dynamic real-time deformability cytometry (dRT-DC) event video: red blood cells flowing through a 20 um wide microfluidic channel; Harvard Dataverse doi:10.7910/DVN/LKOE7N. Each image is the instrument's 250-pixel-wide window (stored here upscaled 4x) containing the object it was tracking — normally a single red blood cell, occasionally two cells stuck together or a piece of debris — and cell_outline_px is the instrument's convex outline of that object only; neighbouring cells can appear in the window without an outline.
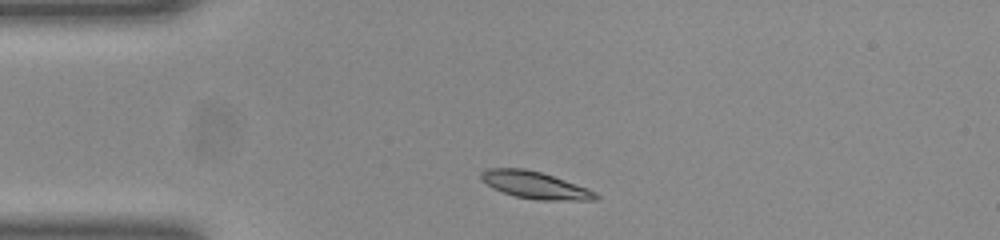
{"species": "common noctule bat (a hibernating species)", "species_latin": "Nyctalus noctula", "temperature_condition": "room temperature", "stored_images_in_passage": 35, "camera_frame_rate_fps": 3000, "um_per_image_px": 0.085, "animal": {"sex": "female", "body_mass_g": 23.0, "forearm_length_mm": 53.4}, "frame": {"image": 1, "passage_image": 1, "time_ms": 0.0, "image_size_px": [1000, 240], "cell_outline_px": [[600, 196], [596, 200], [536, 200], [516, 196], [492, 188], [480, 180], [480, 172], [488, 168], [524, 168], [540, 172], [588, 188], [596, 192]], "centroid_in_image_um": [45.46, 15.73], "position_along_channel_um": 39.5, "area_um2": 18.09}}
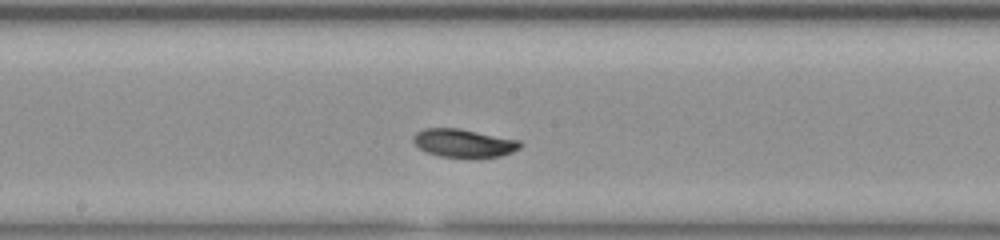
{"frame": {"image": 2, "passage_image": 16, "time_ms": 5.0, "image_size_px": [1000, 240], "cell_outline_px": [[524, 144], [520, 148], [512, 152], [500, 156], [440, 156], [428, 152], [420, 148], [412, 140], [412, 136], [416, 132], [424, 128], [456, 128], [520, 140]], "centroid_in_image_um": [39.42, 12.14], "position_along_channel_um": 208.8, "area_um2": 17.17}}
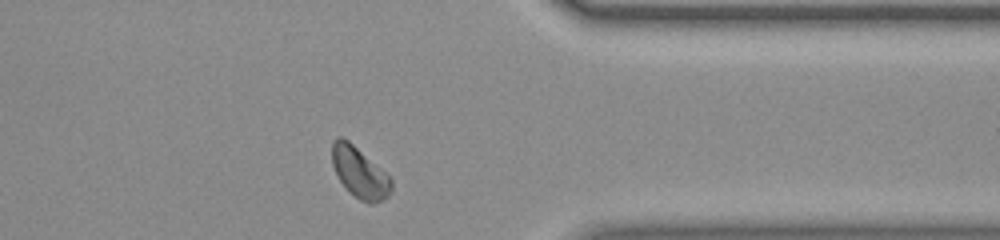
{"frame": {"image": 3, "passage_image": 30, "time_ms": 9.667, "image_size_px": [1000, 240], "cell_outline_px": [[392, 192], [384, 200], [372, 204], [368, 204], [360, 200], [340, 180], [332, 164], [332, 140], [336, 136], [340, 136], [348, 140], [384, 172], [392, 180]], "centroid_in_image_um": [30.57, 14.67], "position_along_channel_um": 380.8, "area_um2": 17.17}, "authors_computed_cell_mechanics": {"area_um2": 17.4556, "velocity_mm_per_s": 3.939, "shape_relaxation_time_tau1_ms": 4.9773, "shape_relaxation_time_tau2_ms": null, "deformation_change_tau1": 0.1298, "deformation_change_tau2": null}}